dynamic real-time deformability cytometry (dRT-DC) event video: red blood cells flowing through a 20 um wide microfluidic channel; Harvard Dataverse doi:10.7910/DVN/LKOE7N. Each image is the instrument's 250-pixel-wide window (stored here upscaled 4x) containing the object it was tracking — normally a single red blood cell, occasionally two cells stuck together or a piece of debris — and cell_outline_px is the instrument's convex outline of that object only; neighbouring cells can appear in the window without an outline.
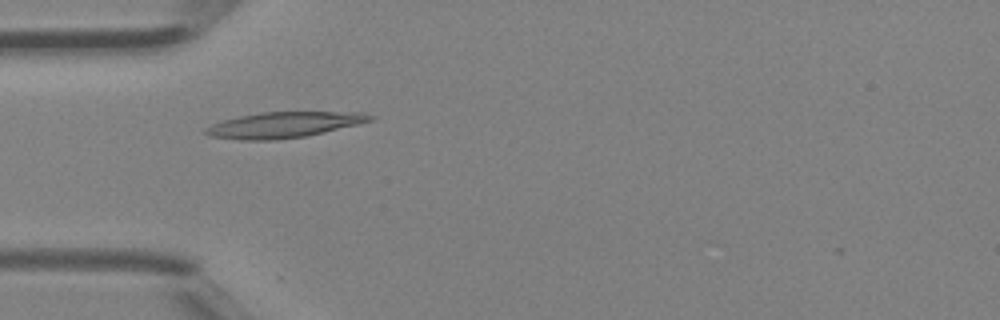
{"species": "Egyptian fruit bat (a non-hibernating species)", "species_latin": "Rousettus aegyptiacus", "temperature_condition": "room temperature", "stored_images_in_passage": 2, "camera_frame_rate_fps": 3000, "um_per_image_px": 0.085, "animal": {"sex": "female"}, "frame": {"image": 1, "passage_image": 1, "time_ms": 0.0, "image_size_px": [1000, 320], "cell_outline_px": [[376, 116], [372, 120], [356, 124], [304, 136], [276, 140], [240, 140], [208, 136], [204, 132], [204, 128], [212, 124], [224, 120], [240, 116], [264, 112], [364, 112]], "centroid_in_image_um": [24.09, 10.61], "position_along_channel_um": 60.9, "area_um2": 24.39}}
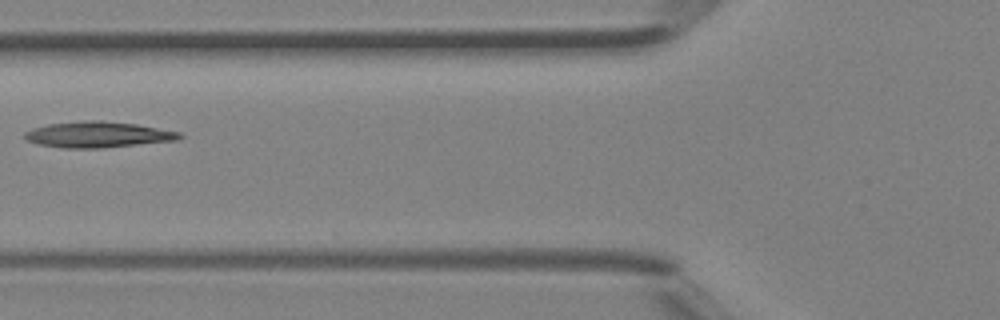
{"frame": {"image": 2, "passage_image": 2, "time_ms": 0.333, "image_size_px": [1000, 320], "cell_outline_px": [[184, 136], [176, 140], [100, 148], [64, 148], [40, 144], [28, 140], [24, 136], [24, 132], [32, 128], [48, 124], [84, 120], [100, 120], [136, 124], [180, 132]], "centroid_in_image_um": [8.31, 11.43], "position_along_channel_um": 117.5, "area_um2": 23.18}}